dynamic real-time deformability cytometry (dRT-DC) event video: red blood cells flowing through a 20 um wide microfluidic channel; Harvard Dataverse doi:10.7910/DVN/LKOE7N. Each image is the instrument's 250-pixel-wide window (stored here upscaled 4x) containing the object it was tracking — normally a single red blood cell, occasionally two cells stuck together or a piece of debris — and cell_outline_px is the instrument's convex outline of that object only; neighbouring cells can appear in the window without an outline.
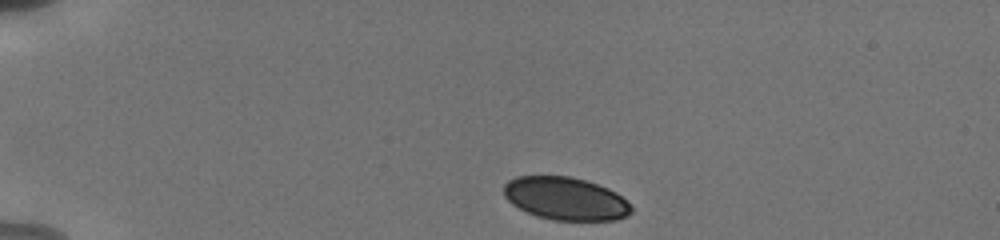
{"species": "human", "species_latin": "Homo sapiens", "temperature_condition": "cold", "stored_images_in_passage": 43, "camera_frame_rate_fps": 3000, "um_per_image_px": 0.085, "donor": {"sex": "male"}, "frame": {"image": 1, "passage_image": 1, "time_ms": 0.0, "image_size_px": [1000, 240], "cell_outline_px": [[632, 212], [628, 216], [616, 220], [552, 220], [536, 216], [512, 204], [504, 196], [504, 184], [508, 180], [516, 176], [568, 176], [584, 180], [608, 188], [616, 192], [632, 208]], "centroid_in_image_um": [48.05, 16.88], "position_along_channel_um": 36.9, "area_um2": 31.73}}
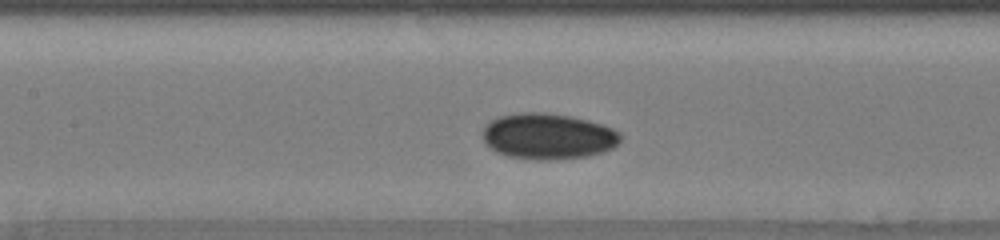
{"frame": {"image": 2, "passage_image": 16, "time_ms": 5.0, "image_size_px": [1000, 240], "cell_outline_px": [[620, 140], [612, 148], [588, 156], [548, 160], [532, 160], [504, 156], [488, 148], [484, 140], [484, 128], [492, 120], [500, 116], [524, 112], [544, 112], [568, 116], [588, 120], [612, 128], [620, 132]], "centroid_in_image_um": [46.55, 11.6], "position_along_channel_um": 160.8, "area_um2": 36.76}}
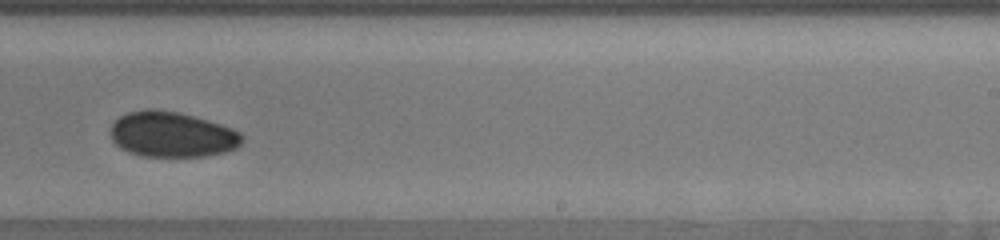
{"frame": {"image": 3, "passage_image": 25, "time_ms": 8.0, "image_size_px": [1000, 240], "cell_outline_px": [[244, 140], [236, 148], [224, 152], [204, 156], [144, 156], [128, 152], [120, 148], [112, 140], [112, 124], [120, 116], [128, 112], [148, 108], [156, 108], [180, 112], [208, 120], [232, 128], [240, 132], [244, 136]], "centroid_in_image_um": [14.63, 11.41], "position_along_channel_um": 274.4, "area_um2": 34.91}, "authors_computed_cell_mechanics": {"area_um2": 34.2754, "velocity_mm_per_s": 3.8056, "shape_relaxation_time_tau1_ms": 4.4748, "shape_relaxation_time_tau2_ms": 7.6703, "deformation_change_tau1": 0.0562, "deformation_change_tau2": 0.0694}}